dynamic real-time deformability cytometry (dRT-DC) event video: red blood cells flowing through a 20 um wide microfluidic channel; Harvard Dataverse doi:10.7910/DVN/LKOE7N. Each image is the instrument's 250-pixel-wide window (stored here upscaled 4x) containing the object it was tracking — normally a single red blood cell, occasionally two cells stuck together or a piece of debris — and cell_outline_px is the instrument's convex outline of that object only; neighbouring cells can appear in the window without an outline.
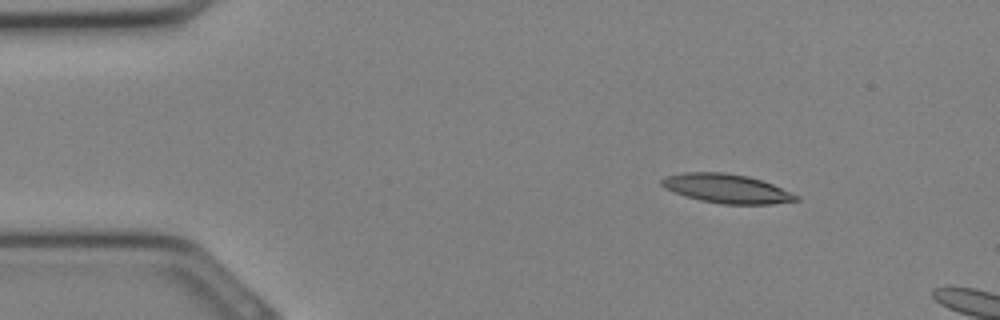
{"species": "Egyptian fruit bat (a non-hibernating species)", "species_latin": "Rousettus aegyptiacus", "temperature_condition": "cold", "stored_images_in_passage": 4, "camera_frame_rate_fps": 3000, "um_per_image_px": 0.085, "animal": {"sex": "female"}, "frame": {"image": 1, "passage_image": 1, "time_ms": 0.0, "image_size_px": [1000, 320], "cell_outline_px": [[800, 200], [772, 204], [724, 204], [700, 200], [684, 196], [664, 188], [660, 184], [660, 180], [664, 176], [684, 172], [724, 172], [748, 176], [772, 184], [800, 196]], "centroid_in_image_um": [61.74, 16.02], "position_along_channel_um": 23.3, "area_um2": 22.83}}